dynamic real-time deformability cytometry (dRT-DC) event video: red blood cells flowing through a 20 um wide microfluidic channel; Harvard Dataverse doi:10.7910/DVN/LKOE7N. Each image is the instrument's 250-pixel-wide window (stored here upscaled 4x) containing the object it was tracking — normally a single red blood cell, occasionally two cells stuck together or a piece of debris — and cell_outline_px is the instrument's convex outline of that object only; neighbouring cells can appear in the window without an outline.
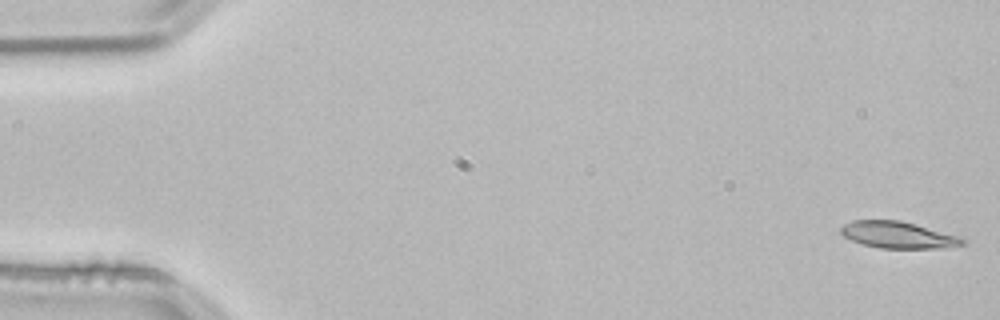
{"species": "common noctule bat (a hibernating species)", "species_latin": "Nyctalus noctula", "temperature_condition": "room temperature", "stored_images_in_passage": 54, "camera_frame_rate_fps": 3000, "um_per_image_px": 0.085, "animal": {"sex": "male", "body_mass_g": 21.5, "forearm_length_mm": 52.0}, "frame": {"image": 1, "passage_image": 1, "time_ms": 0.0, "image_size_px": [1000, 320], "cell_outline_px": [[968, 244], [944, 248], [880, 248], [864, 244], [852, 240], [844, 236], [840, 232], [840, 228], [844, 224], [852, 220], [900, 220], [964, 236]], "centroid_in_image_um": [76.44, 19.96], "position_along_channel_um": 8.6, "area_um2": 19.25}}
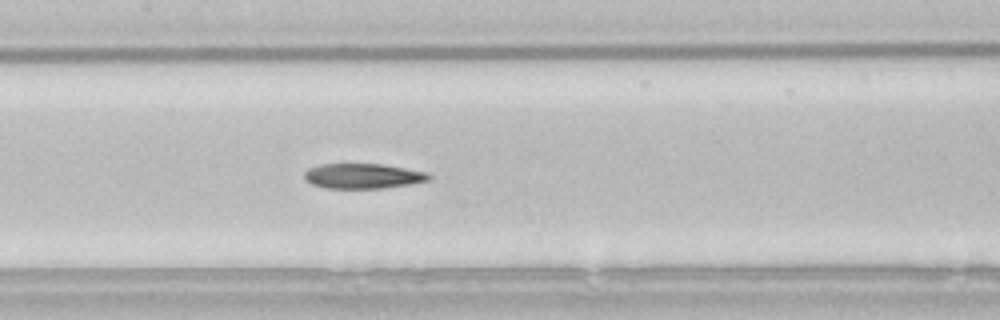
{"frame": {"image": 2, "passage_image": 25, "time_ms": 8.0, "image_size_px": [1000, 320], "cell_outline_px": [[432, 180], [412, 184], [384, 188], [324, 188], [312, 184], [304, 176], [304, 172], [308, 168], [320, 164], [384, 164], [428, 172], [432, 176]], "centroid_in_image_um": [30.91, 14.96], "position_along_channel_um": 176.5, "area_um2": 18.38}}
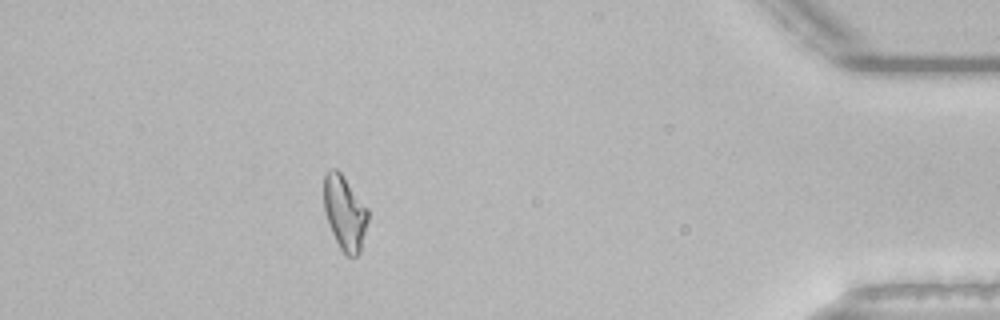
{"frame": {"image": 3, "passage_image": 47, "time_ms": 15.333, "image_size_px": [1000, 320], "cell_outline_px": [[368, 220], [360, 252], [356, 256], [344, 256], [332, 232], [324, 212], [324, 176], [332, 168], [336, 168], [340, 172], [368, 208]], "centroid_in_image_um": [29.3, 18.11], "position_along_channel_um": 405.9, "area_um2": 19.02}}